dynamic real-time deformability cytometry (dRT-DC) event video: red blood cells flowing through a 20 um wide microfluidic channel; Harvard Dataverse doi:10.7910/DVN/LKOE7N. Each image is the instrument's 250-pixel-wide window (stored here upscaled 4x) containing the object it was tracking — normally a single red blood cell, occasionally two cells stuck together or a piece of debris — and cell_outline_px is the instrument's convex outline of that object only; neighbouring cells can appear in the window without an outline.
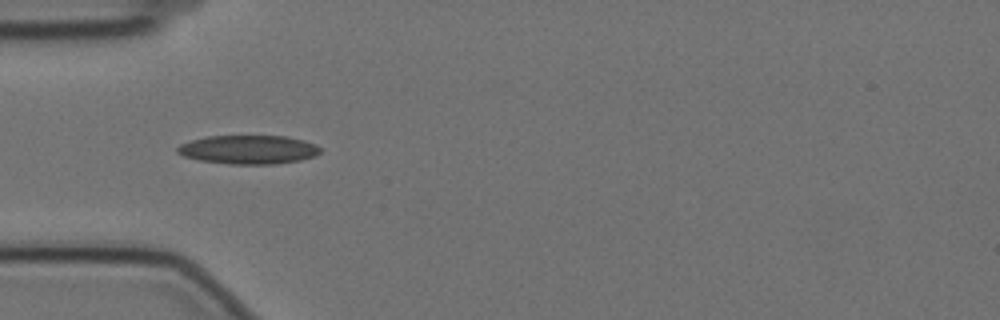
{"species": "Egyptian fruit bat (a non-hibernating species)", "species_latin": "Rousettus aegyptiacus", "temperature_condition": "cold", "stored_images_in_passage": 41, "camera_frame_rate_fps": 3000, "um_per_image_px": 0.085, "animal": {"sex": "female"}, "frame": {"image": 1, "passage_image": 1, "time_ms": 0.0, "image_size_px": [1000, 320], "cell_outline_px": [[320, 152], [316, 156], [300, 160], [276, 164], [228, 164], [200, 160], [184, 156], [176, 152], [176, 148], [180, 144], [192, 140], [208, 136], [288, 136], [304, 140], [316, 144], [320, 148]], "centroid_in_image_um": [21.14, 12.71], "position_along_channel_um": 63.9, "area_um2": 24.04}}
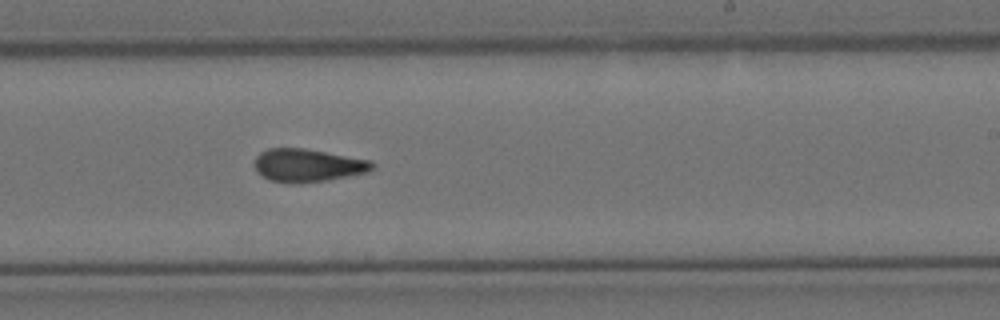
{"frame": {"image": 2, "passage_image": 18, "time_ms": 5.667, "image_size_px": [1000, 320], "cell_outline_px": [[376, 168], [368, 172], [328, 180], [300, 184], [288, 184], [268, 180], [256, 172], [252, 164], [256, 156], [260, 152], [268, 148], [304, 148], [372, 160], [376, 164]], "centroid_in_image_um": [26.14, 14.07], "position_along_channel_um": 262.9, "area_um2": 23.29}}
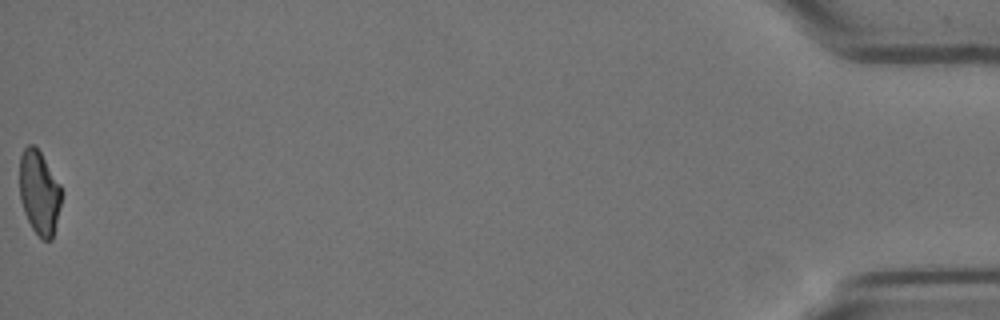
{"frame": {"image": 3, "passage_image": 41, "time_ms": 13.333, "image_size_px": [1000, 320], "cell_outline_px": [[60, 204], [52, 240], [40, 240], [32, 228], [24, 212], [20, 200], [20, 156], [24, 148], [28, 144], [32, 144], [40, 152], [60, 184]], "centroid_in_image_um": [3.31, 16.39], "position_along_channel_um": 431.9, "area_um2": 20.23}, "authors_computed_cell_mechanics": {"area_um2": 22.3686, "velocity_mm_per_s": 3.519, "shape_relaxation_time_tau1_ms": 8.3816, "shape_relaxation_time_tau2_ms": 2.5624, "deformation_change_tau1": 0.1754, "deformation_change_tau2": 0.1037}}